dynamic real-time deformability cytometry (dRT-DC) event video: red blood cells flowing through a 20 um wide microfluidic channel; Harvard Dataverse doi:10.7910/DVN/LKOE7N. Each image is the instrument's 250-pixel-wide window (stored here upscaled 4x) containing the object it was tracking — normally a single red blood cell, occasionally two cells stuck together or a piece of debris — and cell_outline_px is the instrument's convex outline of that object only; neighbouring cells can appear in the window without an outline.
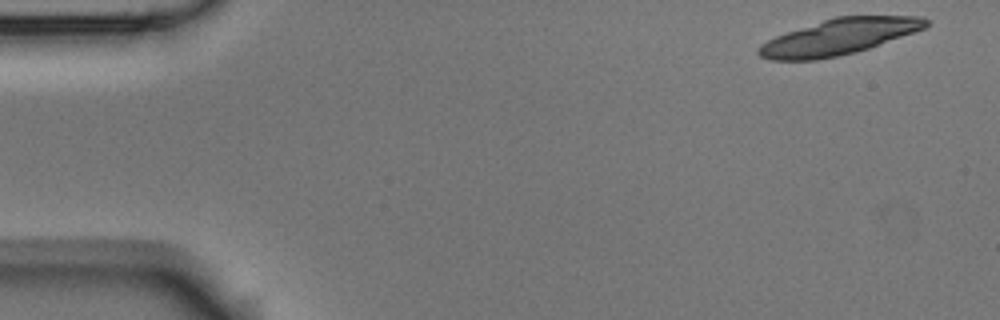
{"species": "Egyptian fruit bat (a non-hibernating species)", "species_latin": "Rousettus aegyptiacus", "temperature_condition": "room temperature", "stored_images_in_passage": 6, "camera_frame_rate_fps": 3000, "um_per_image_px": 0.085, "animal": {"sex": "male"}, "frame": {"image": 1, "passage_image": 1, "time_ms": 0.0, "image_size_px": [1000, 320], "cell_outline_px": [[928, 24], [924, 28], [868, 48], [856, 52], [816, 60], [768, 60], [760, 56], [756, 52], [756, 48], [760, 44], [776, 36], [836, 16], [920, 16], [928, 20]], "centroid_in_image_um": [71.26, 3.14], "position_along_channel_um": 13.7, "area_um2": 34.39}}